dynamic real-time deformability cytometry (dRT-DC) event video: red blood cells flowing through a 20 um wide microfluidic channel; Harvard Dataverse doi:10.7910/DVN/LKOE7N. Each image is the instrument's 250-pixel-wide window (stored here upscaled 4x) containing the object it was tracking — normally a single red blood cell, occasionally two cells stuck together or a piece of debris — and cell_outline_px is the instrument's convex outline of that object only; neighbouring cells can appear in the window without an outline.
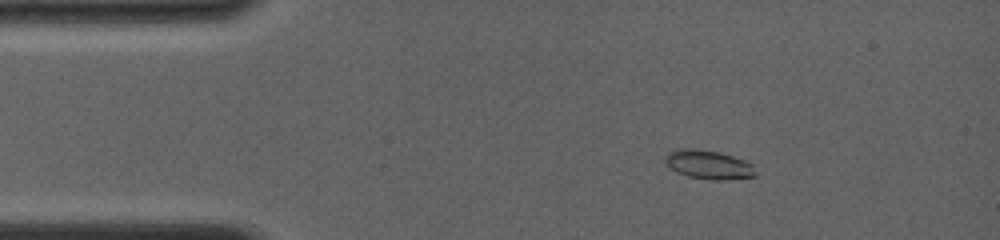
{"species": "common noctule bat (a hibernating species)", "species_latin": "Nyctalus noctula", "temperature_condition": "room temperature", "stored_images_in_passage": 47, "camera_frame_rate_fps": 4000, "um_per_image_px": 0.085, "animal": {"sex": "female", "body_mass_g": 19.0, "forearm_length_mm": 56.7}, "frame": {"image": 1, "passage_image": 7, "time_ms": 2.0, "image_size_px": [1000, 240], "cell_outline_px": [[756, 176], [728, 180], [712, 180], [688, 176], [676, 172], [668, 168], [664, 164], [664, 156], [668, 152], [680, 148], [688, 148], [720, 152], [756, 164]], "centroid_in_image_um": [60.23, 14.0], "position_along_channel_um": 24.8, "area_um2": 15.61}}
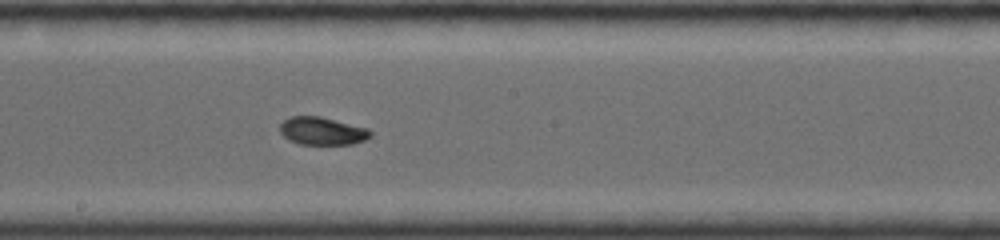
{"frame": {"image": 2, "passage_image": 26, "time_ms": 8.25, "image_size_px": [1000, 240], "cell_outline_px": [[372, 136], [364, 140], [352, 144], [300, 144], [288, 140], [280, 132], [280, 124], [284, 120], [292, 116], [320, 116], [368, 128], [372, 132]], "centroid_in_image_um": [27.39, 11.13], "position_along_channel_um": 220.8, "area_um2": 14.68}}
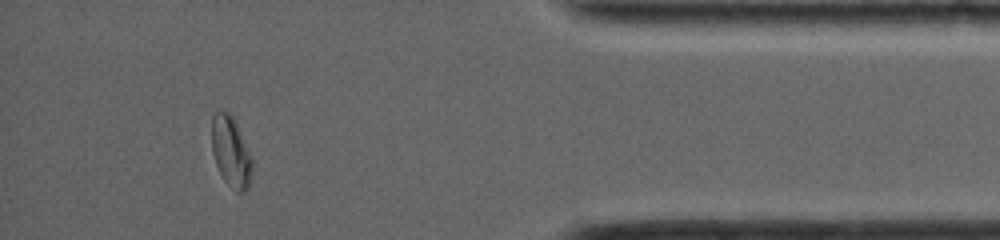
{"frame": {"image": 3, "passage_image": 42, "time_ms": 13.75, "image_size_px": [1000, 240], "cell_outline_px": [[252, 172], [248, 188], [244, 192], [236, 192], [224, 180], [216, 164], [212, 152], [212, 116], [216, 112], [228, 112], [232, 116], [252, 156]], "centroid_in_image_um": [19.64, 12.94], "position_along_channel_um": 415.6, "area_um2": 16.47}, "authors_computed_cell_mechanics": {"area_um2": 15.0858, "velocity_mm_per_s": 4.0358, "shape_relaxation_time_tau1_ms": null, "shape_relaxation_time_tau2_ms": 2.1307, "deformation_change_tau1": null, "deformation_change_tau2": 0.0484}}